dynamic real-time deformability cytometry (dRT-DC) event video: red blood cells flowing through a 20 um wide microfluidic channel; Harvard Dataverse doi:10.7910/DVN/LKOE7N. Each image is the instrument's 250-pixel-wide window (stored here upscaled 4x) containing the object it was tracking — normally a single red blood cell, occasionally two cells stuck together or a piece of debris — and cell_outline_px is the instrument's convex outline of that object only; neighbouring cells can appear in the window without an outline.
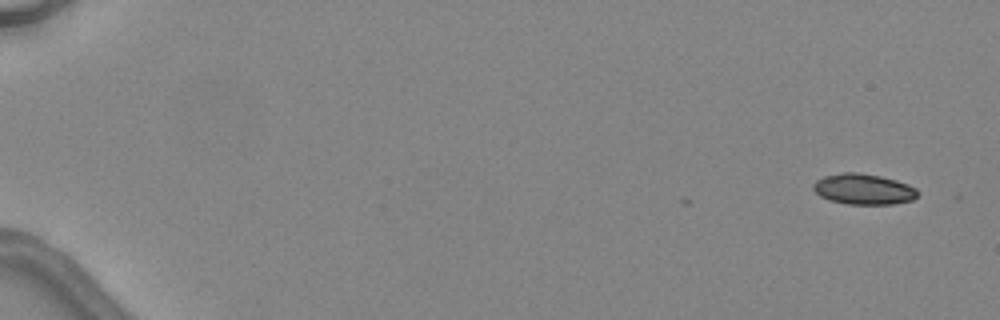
{"species": "common noctule bat (a hibernating species)", "species_latin": "Nyctalus noctula", "temperature_condition": "warm", "stored_images_in_passage": 5, "camera_frame_rate_fps": 3000, "um_per_image_px": 0.085, "animal": {"sex": "female", "body_mass_g": 24.6, "forearm_length_mm": 56.2}, "frame": {"image": 1, "passage_image": 1, "time_ms": 0.0, "image_size_px": [1000, 320], "cell_outline_px": [[920, 192], [912, 200], [892, 204], [848, 204], [828, 200], [820, 196], [812, 188], [812, 184], [816, 180], [824, 176], [844, 172], [856, 172], [880, 176], [896, 180], [908, 184], [916, 188]], "centroid_in_image_um": [73.39, 16.08], "position_along_channel_um": 11.6, "area_um2": 18.73}}
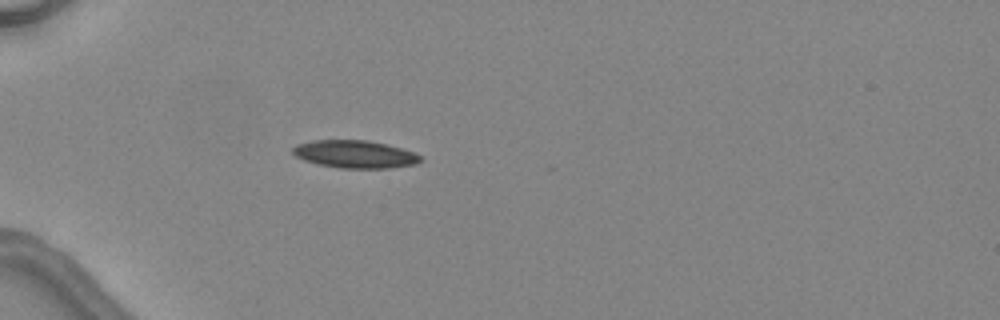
{"frame": {"image": 2, "passage_image": 5, "time_ms": 4.667, "image_size_px": [1000, 320], "cell_outline_px": [[420, 160], [416, 164], [392, 168], [340, 168], [316, 164], [304, 160], [296, 156], [292, 152], [292, 148], [296, 144], [312, 140], [364, 140], [388, 144], [416, 152], [420, 156]], "centroid_in_image_um": [30.16, 13.1], "position_along_channel_um": 54.8, "area_um2": 20.75}}